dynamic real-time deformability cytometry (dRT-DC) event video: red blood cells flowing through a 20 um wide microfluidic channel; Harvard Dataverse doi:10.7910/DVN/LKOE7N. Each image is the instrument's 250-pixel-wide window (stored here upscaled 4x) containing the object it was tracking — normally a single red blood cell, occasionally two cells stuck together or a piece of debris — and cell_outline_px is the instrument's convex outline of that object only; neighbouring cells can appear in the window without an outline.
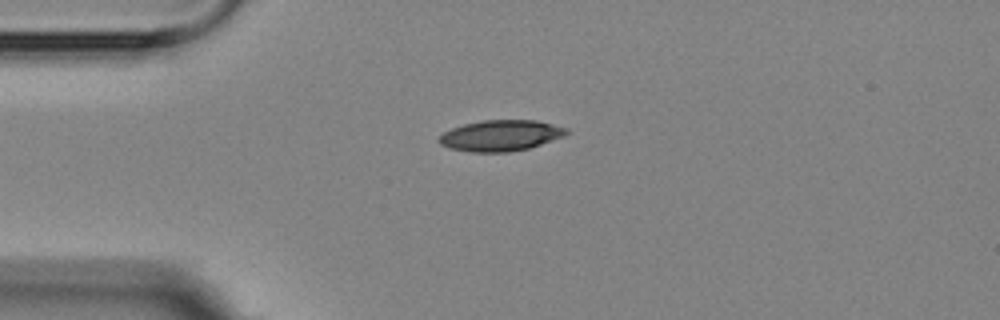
{"species": "Egyptian fruit bat (a non-hibernating species)", "species_latin": "Rousettus aegyptiacus", "temperature_condition": "room temperature", "stored_images_in_passage": 4, "camera_frame_rate_fps": 3000, "um_per_image_px": 0.085, "animal": {"sex": "female"}, "frame": {"image": 1, "passage_image": 4, "time_ms": 4.0, "image_size_px": [1000, 320], "cell_outline_px": [[572, 132], [564, 136], [528, 148], [508, 152], [472, 152], [448, 148], [440, 144], [436, 140], [444, 132], [452, 128], [464, 124], [484, 120], [536, 120], [568, 128]], "centroid_in_image_um": [42.56, 11.52], "position_along_channel_um": 42.4, "area_um2": 23.0}}